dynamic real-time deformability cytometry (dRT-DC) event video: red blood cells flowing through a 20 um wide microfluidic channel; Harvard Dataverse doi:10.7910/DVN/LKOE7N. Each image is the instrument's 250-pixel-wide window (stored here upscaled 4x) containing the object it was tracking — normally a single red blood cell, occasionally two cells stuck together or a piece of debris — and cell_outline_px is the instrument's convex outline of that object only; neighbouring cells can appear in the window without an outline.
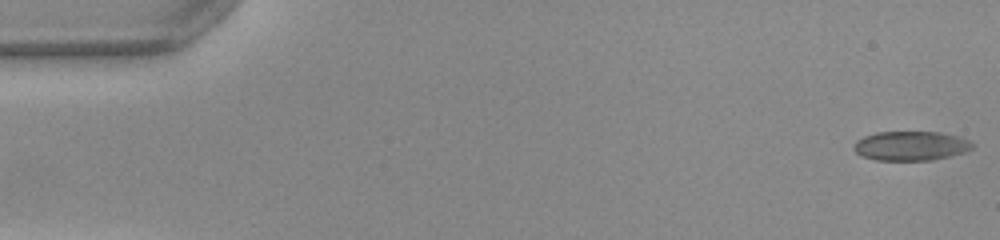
{"species": "common noctule bat (a hibernating species)", "species_latin": "Nyctalus noctula", "temperature_condition": "warm", "stored_images_in_passage": 52, "segment_of_instrument_passage": [1, 2], "camera_frame_rate_fps": 3000, "um_per_image_px": 0.085, "animal": {"sex": "female", "body_mass_g": 22.0, "forearm_length_mm": 56.7}, "frame": {"image": 1, "passage_image": 1, "time_ms": 0.0, "image_size_px": [1000, 240], "cell_outline_px": [[972, 148], [964, 152], [932, 160], [876, 160], [860, 156], [852, 148], [856, 140], [864, 136], [876, 132], [936, 132], [956, 136], [968, 140], [972, 144]], "centroid_in_image_um": [77.34, 12.4], "position_along_channel_um": 7.7, "area_um2": 20.11}}
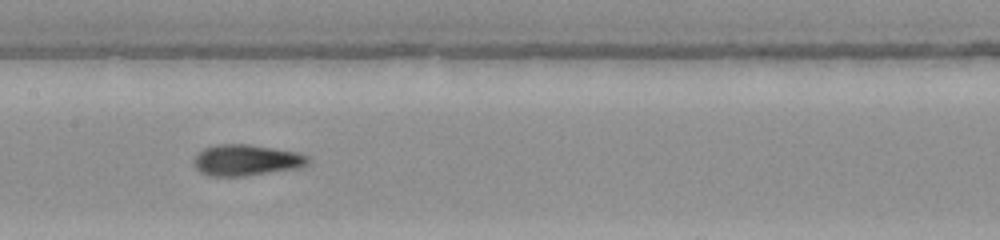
{"frame": {"image": 2, "passage_image": 25, "time_ms": 8.0, "image_size_px": [1000, 240], "cell_outline_px": [[312, 160], [308, 164], [296, 168], [244, 176], [212, 176], [196, 168], [196, 156], [204, 148], [216, 144], [248, 144], [296, 152], [308, 156]], "centroid_in_image_um": [20.98, 13.6], "position_along_channel_um": 186.4, "area_um2": 20.29}}
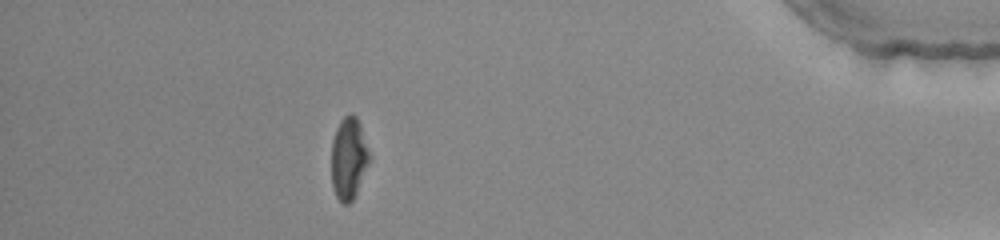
{"frame": {"image": 3, "passage_image": 45, "time_ms": 14.667, "image_size_px": [1000, 240], "cell_outline_px": [[372, 160], [352, 200], [348, 204], [344, 204], [336, 196], [332, 184], [332, 140], [336, 128], [340, 120], [344, 116], [352, 112], [356, 116], [360, 124], [372, 156]], "centroid_in_image_um": [29.67, 13.42], "position_along_channel_um": 405.5, "area_um2": 18.44}}